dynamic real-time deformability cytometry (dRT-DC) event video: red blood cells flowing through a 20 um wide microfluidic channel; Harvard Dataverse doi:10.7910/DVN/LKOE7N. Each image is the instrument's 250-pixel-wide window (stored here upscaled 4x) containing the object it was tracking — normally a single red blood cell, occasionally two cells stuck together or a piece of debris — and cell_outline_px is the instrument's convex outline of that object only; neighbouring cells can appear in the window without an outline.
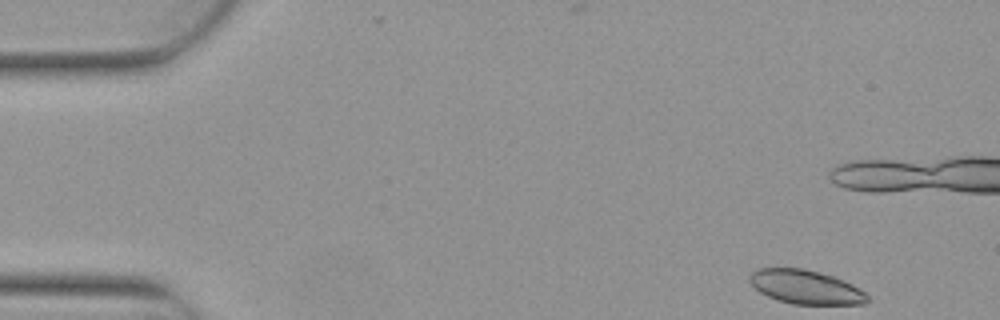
{"species": "Egyptian fruit bat (a non-hibernating species)", "species_latin": "Rousettus aegyptiacus", "temperature_condition": "warm", "stored_images_in_passage": 5, "camera_frame_rate_fps": 3000, "um_per_image_px": 0.085, "animal": {"sex": "female"}, "frame": {"image": 1, "passage_image": 1, "time_ms": 0.0, "image_size_px": [1000, 320], "cell_outline_px": [[872, 300], [868, 304], [792, 304], [768, 296], [760, 292], [748, 280], [748, 276], [756, 268], [804, 268], [832, 276], [844, 280], [860, 288]], "centroid_in_image_um": [68.51, 24.4], "position_along_channel_um": 16.5, "area_um2": 23.35}}